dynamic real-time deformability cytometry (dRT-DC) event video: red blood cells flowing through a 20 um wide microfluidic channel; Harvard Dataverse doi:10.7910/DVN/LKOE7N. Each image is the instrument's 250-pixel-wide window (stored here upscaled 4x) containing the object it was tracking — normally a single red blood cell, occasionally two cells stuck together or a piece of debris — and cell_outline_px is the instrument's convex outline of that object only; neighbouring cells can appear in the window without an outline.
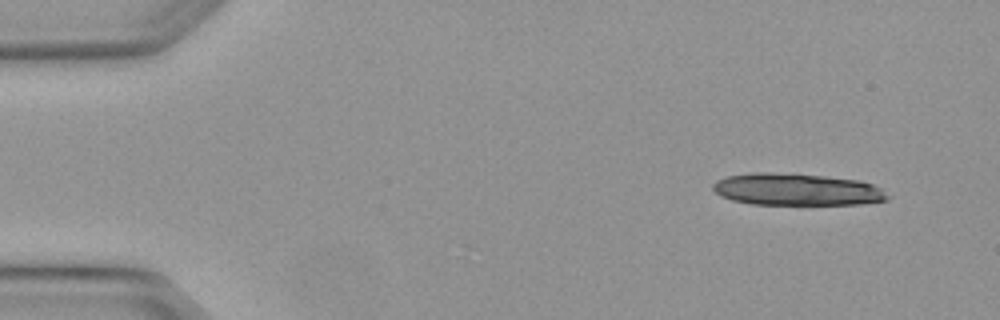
{"species": "Egyptian fruit bat (a non-hibernating species)", "species_latin": "Rousettus aegyptiacus", "temperature_condition": "warm", "stored_images_in_passage": 4, "camera_frame_rate_fps": 3000, "um_per_image_px": 0.085, "animal": {"sex": "female"}, "frame": {"image": 1, "passage_image": 1, "time_ms": 0.0, "image_size_px": [1000, 320], "cell_outline_px": [[892, 196], [888, 200], [860, 204], [752, 204], [732, 200], [720, 196], [712, 188], [712, 184], [716, 180], [728, 176], [752, 172], [768, 172], [824, 176], [860, 180], [872, 184], [880, 188]], "centroid_in_image_um": [67.73, 16.1], "position_along_channel_um": 17.3, "area_um2": 32.6}}